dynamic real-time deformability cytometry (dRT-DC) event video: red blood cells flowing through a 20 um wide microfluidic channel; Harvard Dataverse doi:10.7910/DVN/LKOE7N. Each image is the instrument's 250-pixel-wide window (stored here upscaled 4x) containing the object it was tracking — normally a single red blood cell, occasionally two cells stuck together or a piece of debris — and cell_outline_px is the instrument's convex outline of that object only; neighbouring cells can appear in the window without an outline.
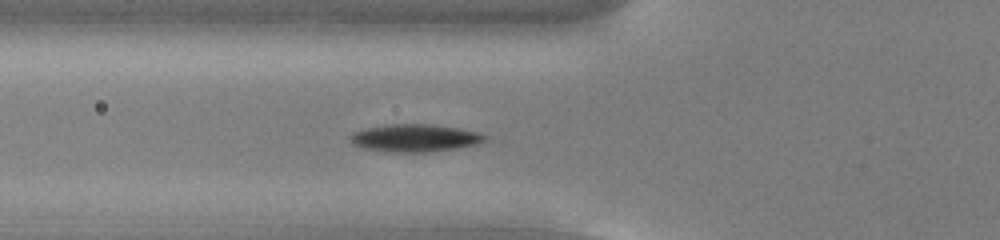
{"species": "common noctule bat (a hibernating species)", "species_latin": "Nyctalus noctula", "temperature_condition": "cold", "stored_images_in_passage": 42, "camera_frame_rate_fps": 3000, "um_per_image_px": 0.085, "animal": {"sex": "male", "body_mass_g": 13.0, "forearm_length_mm": 53.1}, "frame": {"image": 1, "passage_image": 8, "time_ms": 2.333, "image_size_px": [1000, 240], "cell_outline_px": [[488, 140], [476, 144], [456, 148], [428, 152], [380, 152], [360, 148], [352, 144], [348, 136], [352, 132], [364, 128], [384, 124], [436, 124], [460, 128], [476, 132], [488, 136]], "centroid_in_image_um": [35.19, 11.73], "position_along_channel_um": 90.6, "area_um2": 22.2}}
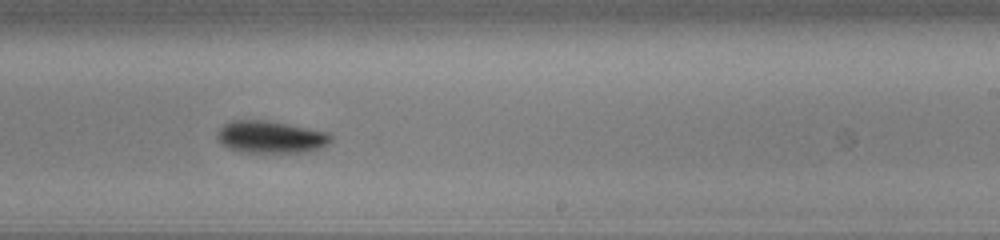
{"frame": {"image": 2, "passage_image": 22, "time_ms": 7.0, "image_size_px": [1000, 240], "cell_outline_px": [[332, 140], [324, 148], [308, 152], [244, 152], [228, 148], [220, 144], [216, 136], [216, 132], [224, 124], [232, 120], [264, 120], [328, 132], [332, 136]], "centroid_in_image_um": [23.01, 11.66], "position_along_channel_um": 266.0, "area_um2": 21.44}}
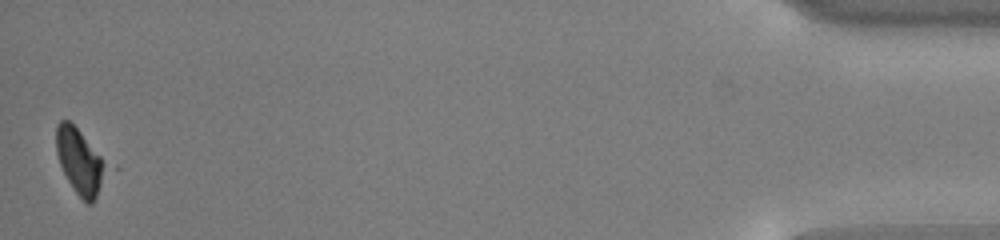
{"frame": {"image": 3, "passage_image": 42, "time_ms": 13.667, "image_size_px": [1000, 240], "cell_outline_px": [[108, 168], [96, 196], [92, 204], [88, 204], [76, 192], [68, 180], [60, 164], [56, 152], [56, 124], [60, 120], [68, 120], [80, 132], [100, 156]], "centroid_in_image_um": [6.75, 13.71], "position_along_channel_um": 428.4, "area_um2": 18.32}, "authors_computed_cell_mechanics": {"area_um2": 20.8947, "velocity_mm_per_s": 3.7704, "shape_relaxation_time_tau1_ms": 1.398, "shape_relaxation_time_tau2_ms": null, "deformation_change_tau1": 0.1347, "deformation_change_tau2": null}}